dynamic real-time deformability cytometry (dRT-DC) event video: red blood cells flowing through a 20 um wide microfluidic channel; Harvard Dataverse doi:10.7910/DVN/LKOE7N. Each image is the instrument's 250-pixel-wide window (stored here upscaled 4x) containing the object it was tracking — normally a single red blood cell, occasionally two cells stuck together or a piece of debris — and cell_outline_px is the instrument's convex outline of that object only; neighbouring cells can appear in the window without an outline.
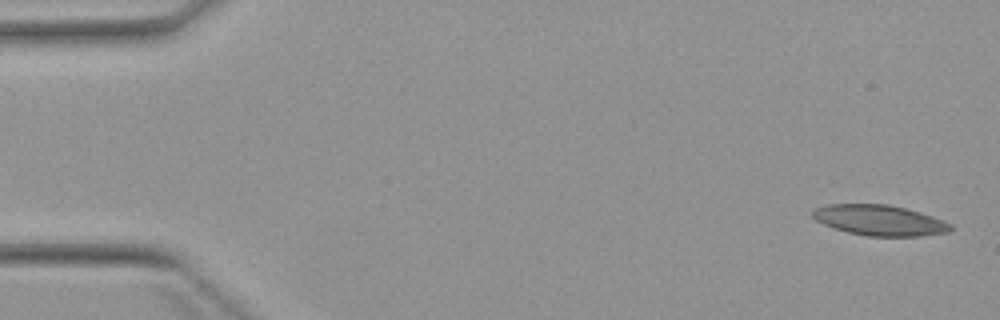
{"species": "Egyptian fruit bat (a non-hibernating species)", "species_latin": "Rousettus aegyptiacus", "temperature_condition": "warm", "stored_images_in_passage": 4, "camera_frame_rate_fps": 3000, "um_per_image_px": 0.085, "animal": {"sex": "female"}, "frame": {"image": 1, "passage_image": 1, "time_ms": 0.0, "image_size_px": [1000, 320], "cell_outline_px": [[952, 228], [948, 232], [924, 236], [868, 236], [848, 232], [824, 224], [816, 220], [812, 216], [812, 212], [816, 208], [828, 204], [888, 204], [920, 212], [944, 220], [952, 224]], "centroid_in_image_um": [74.8, 18.72], "position_along_channel_um": 10.2, "area_um2": 24.45}}